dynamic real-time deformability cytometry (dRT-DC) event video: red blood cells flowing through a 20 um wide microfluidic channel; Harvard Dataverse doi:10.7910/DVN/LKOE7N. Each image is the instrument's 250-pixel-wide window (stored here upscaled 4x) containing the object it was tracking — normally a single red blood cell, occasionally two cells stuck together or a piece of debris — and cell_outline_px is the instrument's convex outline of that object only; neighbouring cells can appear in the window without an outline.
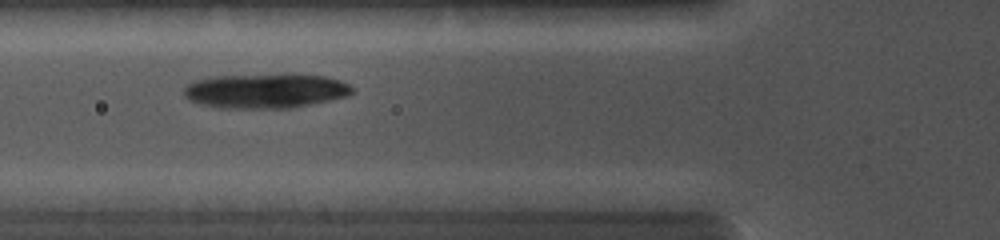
{"species": "common noctule bat (a hibernating species)", "species_latin": "Nyctalus noctula", "temperature_condition": "cold", "stored_images_in_passage": 6, "camera_frame_rate_fps": 5000, "um_per_image_px": 0.085, "animal": {"sex": "female", "body_mass_g": 19.0, "forearm_length_mm": 56.7}, "frame": {"image": 1, "passage_image": 4, "time_ms": 2.4, "image_size_px": [1000, 240], "cell_outline_px": [[352, 92], [348, 96], [288, 108], [220, 108], [200, 104], [188, 100], [184, 96], [184, 84], [196, 80], [216, 76], [324, 76], [340, 80], [348, 84], [352, 88]], "centroid_in_image_um": [22.48, 7.75], "position_along_channel_um": 103.3, "area_um2": 33.06}}